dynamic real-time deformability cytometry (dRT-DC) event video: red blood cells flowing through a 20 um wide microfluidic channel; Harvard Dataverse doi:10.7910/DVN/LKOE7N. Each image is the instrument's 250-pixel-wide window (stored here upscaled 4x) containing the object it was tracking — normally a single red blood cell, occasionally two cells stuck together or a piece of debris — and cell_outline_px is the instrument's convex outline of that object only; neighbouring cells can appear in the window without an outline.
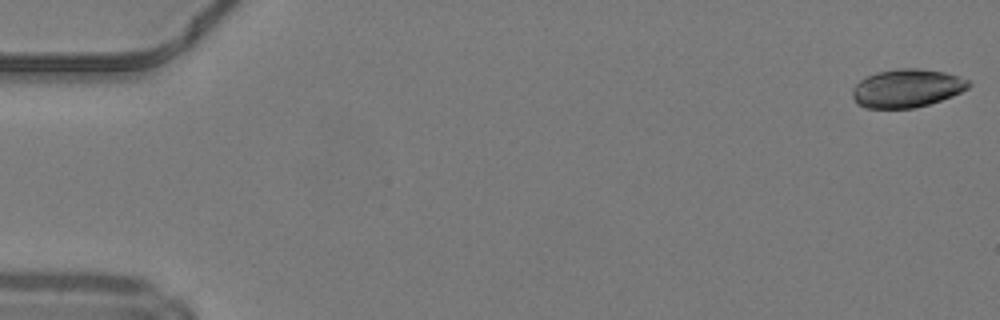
{"species": "common noctule bat (a hibernating species)", "species_latin": "Nyctalus noctula", "temperature_condition": "warm", "stored_images_in_passage": 40, "camera_frame_rate_fps": 3000, "um_per_image_px": 0.085, "animal": {"sex": "male", "body_mass_g": 19.2, "forearm_length_mm": 51.8}, "frame": {"image": 1, "passage_image": 1, "time_ms": 0.0, "image_size_px": [1000, 320], "cell_outline_px": [[972, 84], [968, 88], [952, 96], [916, 108], [864, 108], [856, 104], [852, 96], [852, 88], [860, 80], [876, 72], [896, 68], [920, 68], [944, 72], [960, 76], [968, 80]], "centroid_in_image_um": [77.07, 7.49], "position_along_channel_um": 7.9, "area_um2": 26.13}}
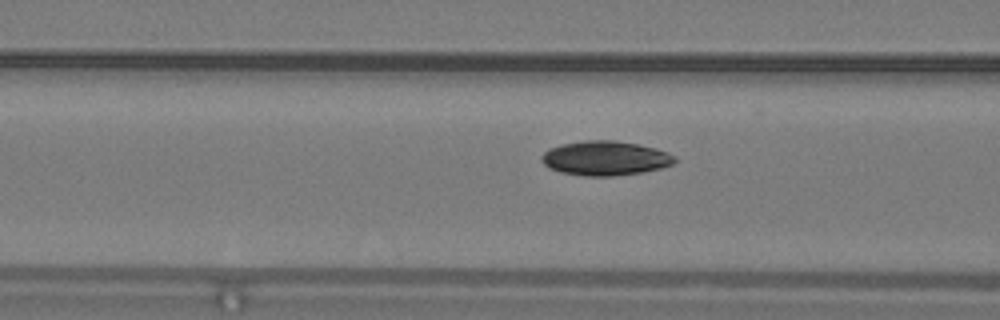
{"frame": {"image": 2, "passage_image": 20, "time_ms": 6.333, "image_size_px": [1000, 320], "cell_outline_px": [[676, 160], [672, 164], [660, 168], [640, 172], [612, 176], [588, 176], [560, 172], [548, 168], [544, 164], [540, 156], [548, 148], [560, 144], [584, 140], [612, 140], [636, 144], [656, 148], [668, 152], [676, 156]], "centroid_in_image_um": [51.41, 13.44], "position_along_channel_um": 115.2, "area_um2": 26.7}}
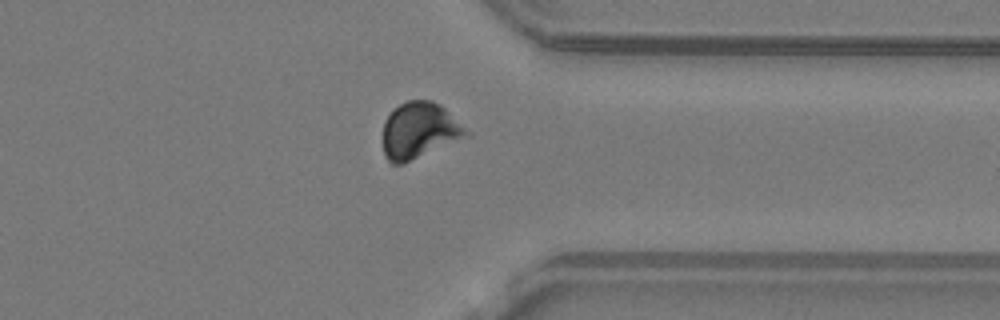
{"frame": {"image": 3, "passage_image": 39, "time_ms": 12.667, "image_size_px": [1000, 320], "cell_outline_px": [[468, 136], [404, 164], [392, 164], [384, 156], [384, 120], [400, 104], [408, 100], [432, 100], [440, 104], [468, 132]], "centroid_in_image_um": [35.61, 11.11], "position_along_channel_um": 375.8, "area_um2": 26.88}}